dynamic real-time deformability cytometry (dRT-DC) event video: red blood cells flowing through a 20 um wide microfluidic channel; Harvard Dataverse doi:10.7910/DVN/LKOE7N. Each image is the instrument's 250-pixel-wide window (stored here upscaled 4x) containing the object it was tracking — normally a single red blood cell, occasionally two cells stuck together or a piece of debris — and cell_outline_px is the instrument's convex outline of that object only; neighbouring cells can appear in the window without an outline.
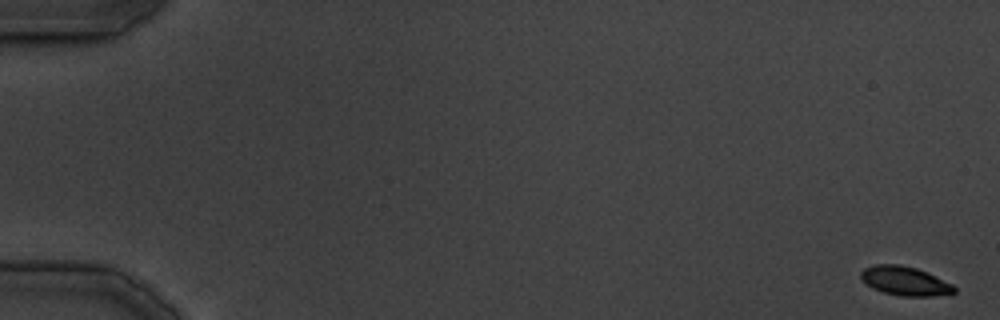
{"species": "common noctule bat (a hibernating species)", "species_latin": "Nyctalus noctula", "temperature_condition": "cold", "stored_images_in_passage": 10, "camera_frame_rate_fps": 3000, "um_per_image_px": 0.085, "animal": {"sex": "male", "body_mass_g": 19.5, "forearm_length_mm": 54.6}, "frame": {"image": 1, "passage_image": 1, "time_ms": 0.0, "image_size_px": [1000, 320], "cell_outline_px": [[956, 292], [932, 296], [900, 296], [884, 292], [872, 288], [860, 276], [860, 272], [864, 268], [876, 264], [900, 264], [916, 268], [952, 284], [956, 288]], "centroid_in_image_um": [76.91, 23.88], "position_along_channel_um": 8.1, "area_um2": 15.55}}